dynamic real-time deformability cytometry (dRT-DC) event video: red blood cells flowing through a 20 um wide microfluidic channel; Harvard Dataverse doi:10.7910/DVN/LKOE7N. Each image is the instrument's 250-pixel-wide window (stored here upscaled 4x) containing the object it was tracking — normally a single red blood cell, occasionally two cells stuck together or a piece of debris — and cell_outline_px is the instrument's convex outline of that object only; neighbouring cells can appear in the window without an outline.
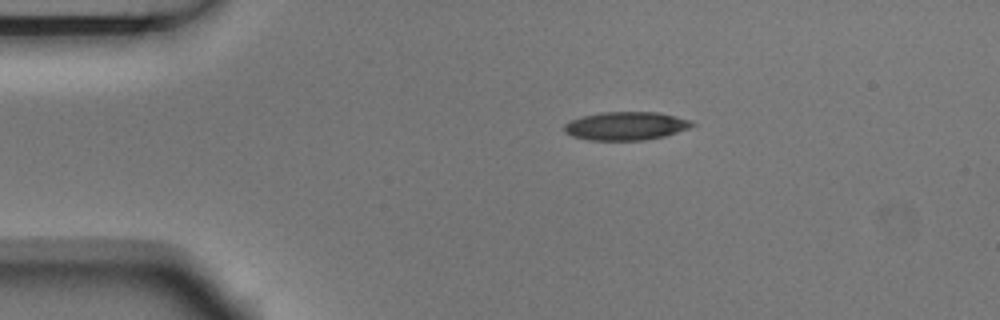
{"species": "Egyptian fruit bat (a non-hibernating species)", "species_latin": "Rousettus aegyptiacus", "temperature_condition": "room temperature", "stored_images_in_passage": 3, "camera_frame_rate_fps": 3000, "um_per_image_px": 0.085, "animal": {"sex": "male"}, "frame": {"image": 1, "passage_image": 1, "time_ms": 0.0, "image_size_px": [1000, 320], "cell_outline_px": [[696, 124], [688, 128], [664, 136], [644, 140], [588, 140], [572, 136], [564, 132], [564, 124], [572, 120], [584, 116], [604, 112], [656, 112], [688, 120]], "centroid_in_image_um": [53.16, 10.71], "position_along_channel_um": 31.8, "area_um2": 20.75}}
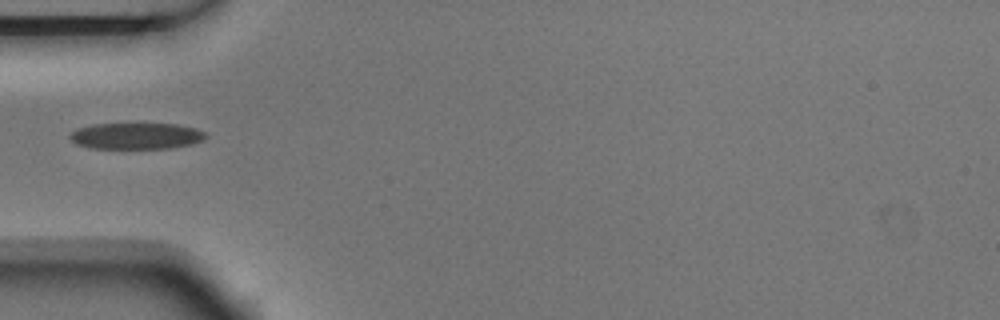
{"frame": {"image": 2, "passage_image": 3, "time_ms": 0.667, "image_size_px": [1000, 320], "cell_outline_px": [[208, 136], [192, 144], [168, 148], [92, 148], [76, 144], [68, 136], [76, 128], [92, 124], [176, 124], [196, 128], [204, 132]], "centroid_in_image_um": [11.55, 11.55], "position_along_channel_um": 73.4, "area_um2": 20.69}}